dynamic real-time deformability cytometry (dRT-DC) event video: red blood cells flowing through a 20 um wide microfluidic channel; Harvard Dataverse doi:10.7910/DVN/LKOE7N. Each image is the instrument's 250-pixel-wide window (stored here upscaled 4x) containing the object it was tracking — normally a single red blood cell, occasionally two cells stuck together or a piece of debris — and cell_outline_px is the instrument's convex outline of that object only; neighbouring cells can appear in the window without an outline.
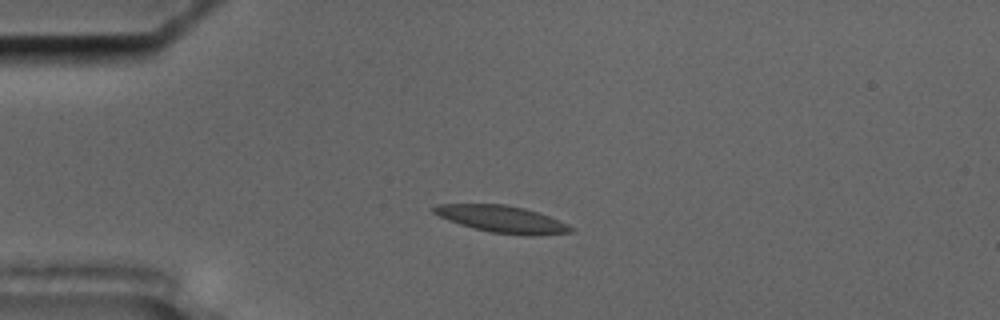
{"species": "common noctule bat (a hibernating species)", "species_latin": "Nyctalus noctula", "temperature_condition": "cold", "stored_images_in_passage": 55, "camera_frame_rate_fps": 3000, "um_per_image_px": 0.085, "animal": {"sex": "male", "body_mass_g": 17.5, "forearm_length_mm": 52.3}, "frame": {"image": 1, "passage_image": 13, "time_ms": 4.0, "image_size_px": [1000, 320], "cell_outline_px": [[576, 228], [572, 232], [532, 236], [528, 236], [488, 232], [460, 224], [448, 220], [432, 212], [432, 208], [436, 204], [504, 204], [524, 208], [560, 220]], "centroid_in_image_um": [42.69, 18.63], "position_along_channel_um": 42.3, "area_um2": 21.56}}
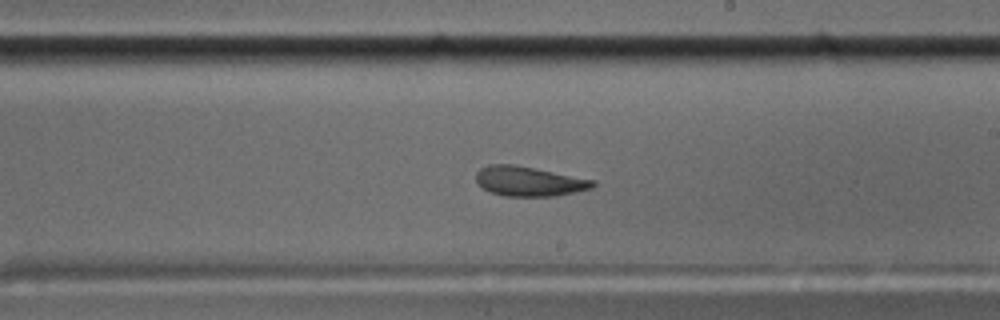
{"frame": {"image": 2, "passage_image": 32, "time_ms": 10.333, "image_size_px": [1000, 320], "cell_outline_px": [[596, 184], [592, 188], [576, 192], [556, 196], [504, 196], [488, 192], [476, 180], [476, 172], [480, 168], [488, 164], [512, 164], [596, 180]], "centroid_in_image_um": [44.96, 15.41], "position_along_channel_um": 244.0, "area_um2": 20.23}}
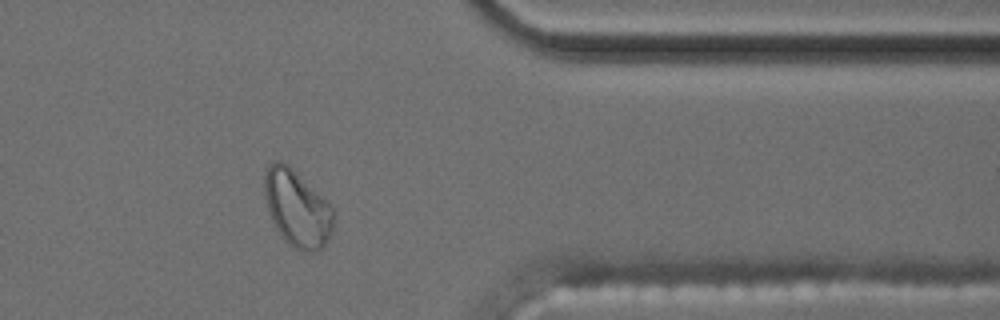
{"frame": {"image": 3, "passage_image": 45, "time_ms": 14.667, "image_size_px": [1000, 320], "cell_outline_px": [[332, 232], [328, 240], [320, 248], [312, 252], [308, 252], [296, 248], [288, 244], [284, 240], [276, 228], [268, 212], [264, 192], [264, 172], [268, 164], [276, 160], [280, 160], [288, 164], [332, 208]], "centroid_in_image_um": [25.2, 17.7], "position_along_channel_um": 386.2, "area_um2": 30.29}, "authors_computed_cell_mechanics": {"area_um2": 21.386, "velocity_mm_per_s": 3.5936, "shape_relaxation_time_tau1_ms": null, "shape_relaxation_time_tau2_ms": 2.9354, "deformation_change_tau1": null, "deformation_change_tau2": 0.09}}